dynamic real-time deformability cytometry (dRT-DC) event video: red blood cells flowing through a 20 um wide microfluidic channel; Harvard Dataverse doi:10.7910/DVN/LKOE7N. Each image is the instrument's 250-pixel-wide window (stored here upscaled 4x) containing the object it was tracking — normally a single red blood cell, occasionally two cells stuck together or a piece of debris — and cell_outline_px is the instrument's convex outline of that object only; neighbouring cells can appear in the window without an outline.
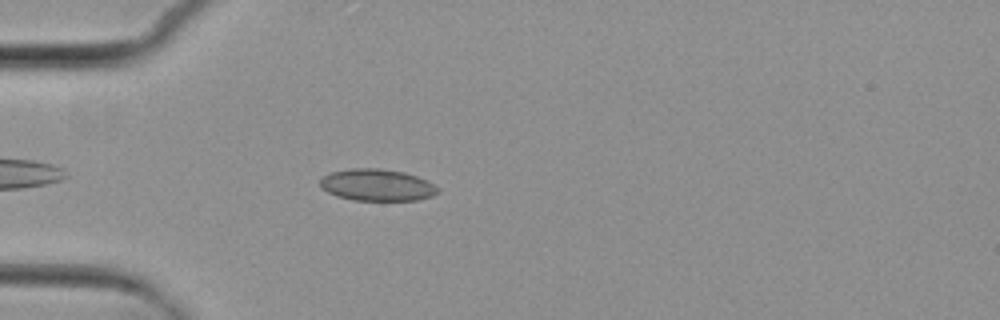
{"species": "common noctule bat (a hibernating species)", "species_latin": "Nyctalus noctula", "temperature_condition": "cold", "stored_images_in_passage": 4, "camera_frame_rate_fps": 3000, "um_per_image_px": 0.085, "animal": {"sex": "female", "body_mass_g": 29.2, "forearm_length_mm": 56.3}, "frame": {"image": 1, "passage_image": 4, "time_ms": 4.0, "image_size_px": [1000, 320], "cell_outline_px": [[440, 192], [432, 196], [416, 200], [352, 200], [336, 196], [320, 188], [320, 180], [324, 176], [332, 172], [352, 168], [380, 168], [404, 172], [428, 180], [440, 188]], "centroid_in_image_um": [32.07, 15.73], "position_along_channel_um": 52.9, "area_um2": 21.96}}